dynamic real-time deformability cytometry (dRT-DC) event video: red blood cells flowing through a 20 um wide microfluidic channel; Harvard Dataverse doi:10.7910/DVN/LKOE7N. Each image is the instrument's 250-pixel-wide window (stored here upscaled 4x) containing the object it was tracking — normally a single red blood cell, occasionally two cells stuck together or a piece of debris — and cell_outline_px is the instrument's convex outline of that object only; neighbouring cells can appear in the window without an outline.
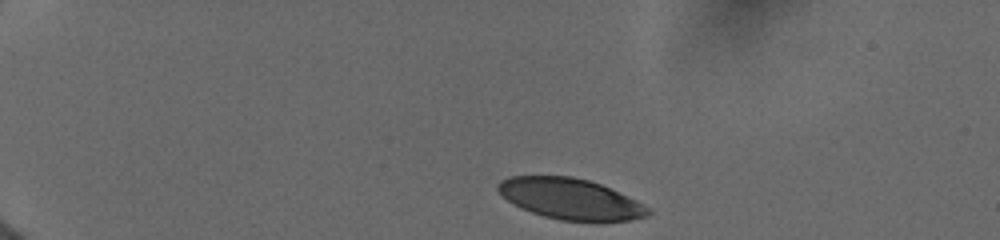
{"species": "human", "species_latin": "Homo sapiens", "temperature_condition": "cold", "stored_images_in_passage": 4, "camera_frame_rate_fps": 3000, "um_per_image_px": 0.085, "donor": {"sex": "female"}, "frame": {"image": 1, "passage_image": 1, "time_ms": 0.0, "image_size_px": [1000, 240], "cell_outline_px": [[652, 212], [648, 216], [632, 220], [600, 224], [560, 220], [544, 216], [520, 208], [512, 204], [496, 188], [496, 184], [500, 180], [508, 176], [572, 176], [588, 180], [600, 184], [636, 200], [652, 208]], "centroid_in_image_um": [48.54, 16.95], "position_along_channel_um": 36.5, "area_um2": 36.59}}